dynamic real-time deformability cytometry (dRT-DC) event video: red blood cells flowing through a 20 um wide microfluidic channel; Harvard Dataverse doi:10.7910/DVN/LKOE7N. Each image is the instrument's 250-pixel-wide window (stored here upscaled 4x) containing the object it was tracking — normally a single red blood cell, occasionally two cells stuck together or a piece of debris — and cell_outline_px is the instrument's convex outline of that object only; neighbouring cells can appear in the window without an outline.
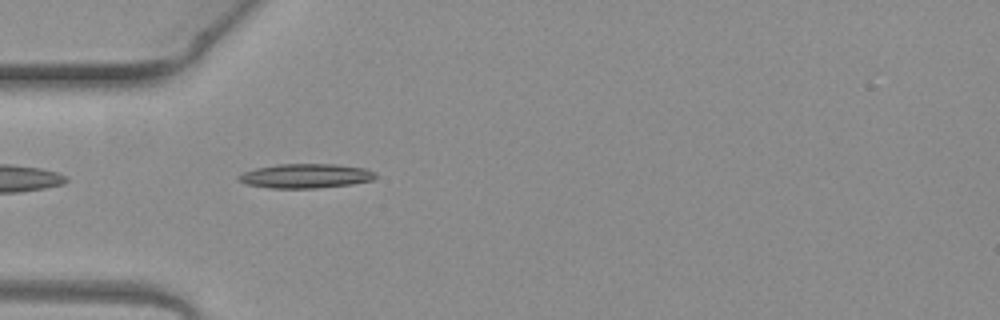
{"species": "common noctule bat (a hibernating species)", "species_latin": "Nyctalus noctula", "temperature_condition": "warm", "stored_images_in_passage": 4, "camera_frame_rate_fps": 3000, "um_per_image_px": 0.085, "animal": {"sex": "female", "body_mass_g": 19.3, "forearm_length_mm": 54.1}, "frame": {"image": 1, "passage_image": 4, "time_ms": 1.0, "image_size_px": [1000, 320], "cell_outline_px": [[376, 176], [372, 180], [352, 184], [316, 188], [268, 188], [244, 184], [236, 180], [236, 176], [244, 172], [256, 168], [276, 164], [336, 164], [364, 168], [376, 172]], "centroid_in_image_um": [25.93, 14.95], "position_along_channel_um": 59.1, "area_um2": 19.59}}